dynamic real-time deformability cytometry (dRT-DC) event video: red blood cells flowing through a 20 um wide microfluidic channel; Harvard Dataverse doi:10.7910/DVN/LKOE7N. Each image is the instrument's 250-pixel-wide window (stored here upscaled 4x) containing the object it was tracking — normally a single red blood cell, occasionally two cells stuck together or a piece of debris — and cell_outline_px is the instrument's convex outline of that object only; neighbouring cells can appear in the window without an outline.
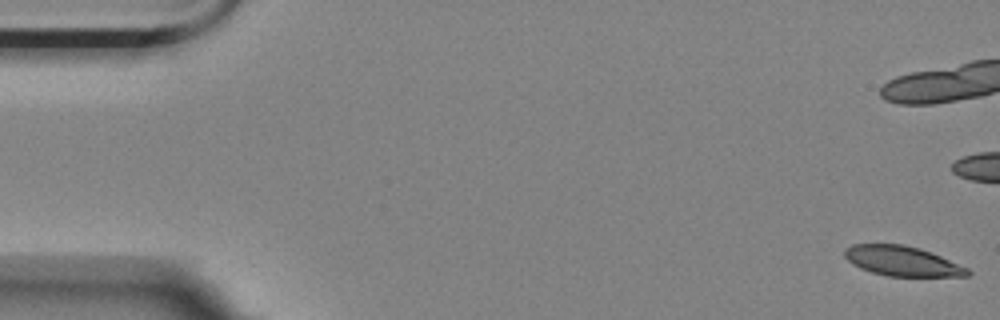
{"species": "Egyptian fruit bat (a non-hibernating species)", "species_latin": "Rousettus aegyptiacus", "temperature_condition": "room temperature", "stored_images_in_passage": 57, "camera_frame_rate_fps": 3000, "um_per_image_px": 0.085, "animal": {"sex": "female"}, "frame": {"image": 1, "passage_image": 1, "time_ms": 0.0, "image_size_px": [1000, 320], "cell_outline_px": [[972, 272], [968, 276], [888, 276], [872, 272], [860, 268], [852, 264], [844, 256], [844, 248], [852, 244], [904, 244], [920, 248], [940, 256], [968, 268]], "centroid_in_image_um": [76.66, 22.18], "position_along_channel_um": 8.3, "area_um2": 21.39}, "authors_computed_cell_mechanics": {"area_um2": 23.4668, "velocity_mm_per_s": 3.5066, "shape_relaxation_time_tau1_ms": null, "shape_relaxation_time_tau2_ms": 5.2463, "deformation_change_tau1": null, "deformation_change_tau2": 0.0726}}